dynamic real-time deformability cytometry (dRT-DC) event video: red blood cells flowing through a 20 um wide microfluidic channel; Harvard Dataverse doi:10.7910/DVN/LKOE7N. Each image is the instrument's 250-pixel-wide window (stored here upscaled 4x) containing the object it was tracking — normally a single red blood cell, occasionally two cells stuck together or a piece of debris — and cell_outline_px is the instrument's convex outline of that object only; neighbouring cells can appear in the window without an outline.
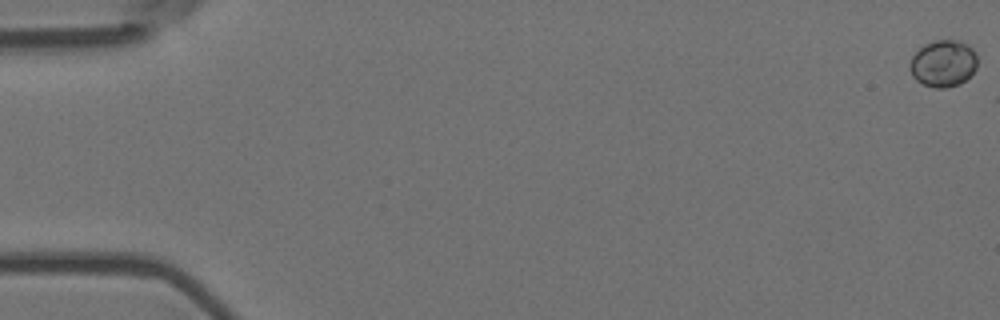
{"species": "Egyptian fruit bat (a non-hibernating species)", "species_latin": "Rousettus aegyptiacus", "temperature_condition": "room temperature", "stored_images_in_passage": 5, "camera_frame_rate_fps": 3000, "um_per_image_px": 0.085, "animal": {"sex": "female"}, "frame": {"image": 1, "passage_image": 1, "time_ms": 0.0, "image_size_px": [1000, 320], "cell_outline_px": [[976, 68], [960, 84], [948, 88], [936, 88], [924, 84], [916, 80], [912, 76], [908, 68], [908, 64], [912, 56], [924, 44], [936, 40], [956, 40], [968, 44], [976, 52]], "centroid_in_image_um": [80.15, 5.39], "position_along_channel_um": 4.9, "area_um2": 18.5}}
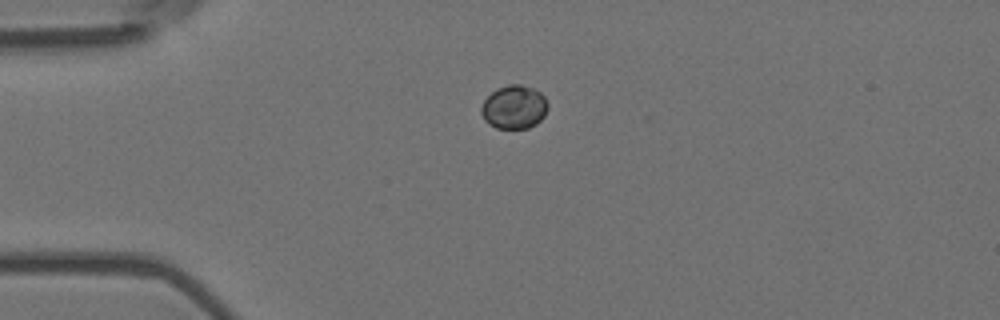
{"frame": {"image": 2, "passage_image": 5, "time_ms": 1.333, "image_size_px": [1000, 320], "cell_outline_px": [[548, 108], [544, 116], [536, 124], [528, 128], [496, 128], [488, 124], [484, 120], [480, 112], [480, 108], [484, 100], [496, 88], [508, 84], [520, 84], [532, 88], [540, 92], [544, 96], [548, 104]], "centroid_in_image_um": [43.68, 9.1], "position_along_channel_um": 41.3, "area_um2": 17.05}}